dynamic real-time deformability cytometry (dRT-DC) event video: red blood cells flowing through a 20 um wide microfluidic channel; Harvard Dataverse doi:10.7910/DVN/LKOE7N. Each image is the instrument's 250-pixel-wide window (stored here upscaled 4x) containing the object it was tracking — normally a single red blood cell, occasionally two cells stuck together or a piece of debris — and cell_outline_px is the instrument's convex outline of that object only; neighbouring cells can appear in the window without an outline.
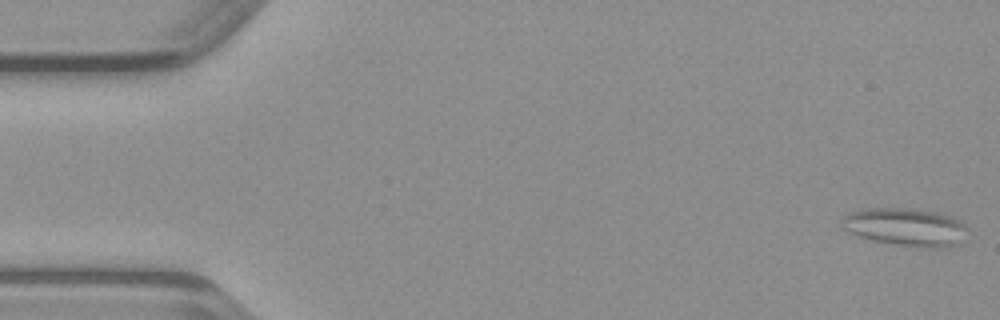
{"species": "common noctule bat (a hibernating species)", "species_latin": "Nyctalus noctula", "temperature_condition": "warm", "stored_images_in_passage": 49, "segment_of_instrument_passage": [1, 2], "camera_frame_rate_fps": 3000, "um_per_image_px": 0.085, "animal": {"sex": "male", "body_mass_g": 23.1, "forearm_length_mm": 52.7}, "frame": {"image": 1, "passage_image": 1, "time_ms": 0.0, "image_size_px": [1000, 320], "cell_outline_px": [[964, 228], [948, 244], [932, 248], [928, 248], [900, 244], [876, 240], [860, 236], [844, 228], [840, 220], [844, 216], [852, 212], [868, 208], [912, 208], [932, 212], [948, 216], [960, 220], [964, 224]], "centroid_in_image_um": [76.82, 19.24], "position_along_channel_um": 8.2, "area_um2": 25.95}}
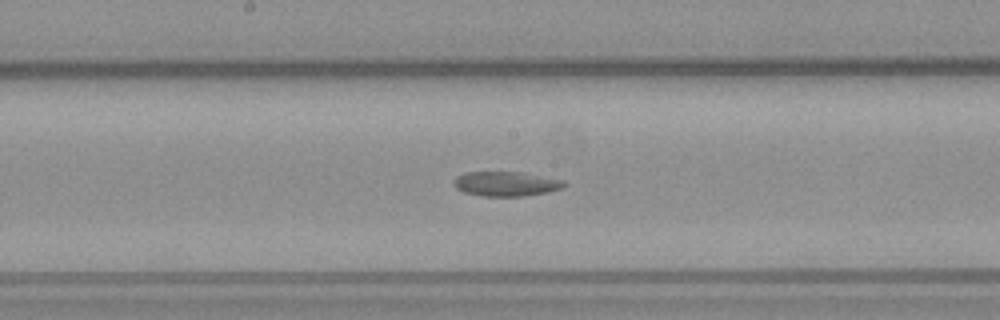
{"frame": {"image": 2, "passage_image": 25, "time_ms": 8.0, "image_size_px": [1000, 320], "cell_outline_px": [[568, 184], [560, 188], [548, 192], [524, 196], [480, 196], [464, 192], [456, 188], [456, 176], [468, 172], [520, 172], [564, 180]], "centroid_in_image_um": [43.04, 15.63], "position_along_channel_um": 205.2, "area_um2": 15.66}}
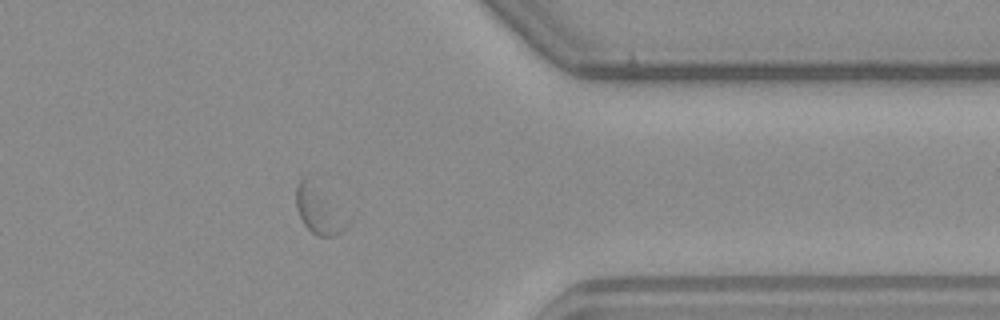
{"frame": {"image": 3, "passage_image": 39, "time_ms": 12.667, "image_size_px": [1000, 320], "cell_outline_px": [[344, 228], [340, 232], [332, 236], [320, 236], [312, 232], [304, 224], [296, 208], [296, 188], [300, 180], [304, 176], [312, 172], [344, 224]], "centroid_in_image_um": [26.93, 17.69], "position_along_channel_um": 384.5, "area_um2": 13.53}}